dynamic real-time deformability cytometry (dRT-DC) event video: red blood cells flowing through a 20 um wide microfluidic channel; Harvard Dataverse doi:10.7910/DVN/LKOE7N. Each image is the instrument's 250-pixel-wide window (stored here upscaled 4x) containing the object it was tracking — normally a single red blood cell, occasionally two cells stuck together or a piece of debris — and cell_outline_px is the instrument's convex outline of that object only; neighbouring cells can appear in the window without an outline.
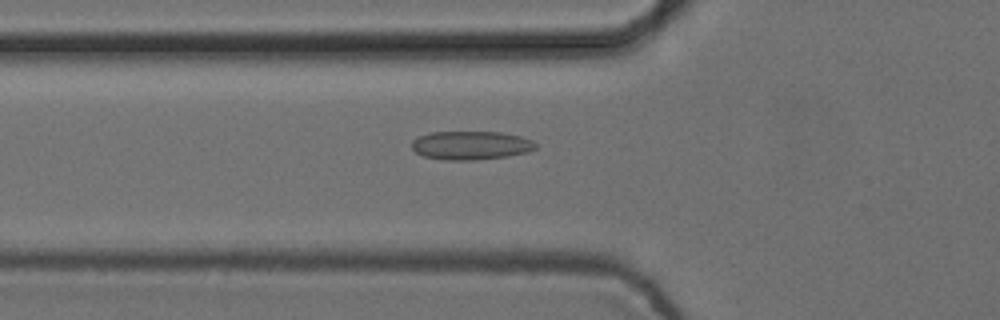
{"species": "common noctule bat (a hibernating species)", "species_latin": "Nyctalus noctula", "temperature_condition": "cold", "stored_images_in_passage": 36, "camera_frame_rate_fps": 3000, "um_per_image_px": 0.085, "animal": {"sex": "female", "body_mass_g": 24.6, "forearm_length_mm": 56.2}, "frame": {"image": 1, "passage_image": 3, "time_ms": 0.667, "image_size_px": [1000, 320], "cell_outline_px": [[536, 148], [528, 152], [508, 156], [476, 160], [444, 160], [424, 156], [416, 152], [412, 148], [412, 140], [420, 136], [432, 132], [500, 132], [520, 136], [532, 140], [536, 144]], "centroid_in_image_um": [40.03, 12.36], "position_along_channel_um": 85.8, "area_um2": 20.63}}
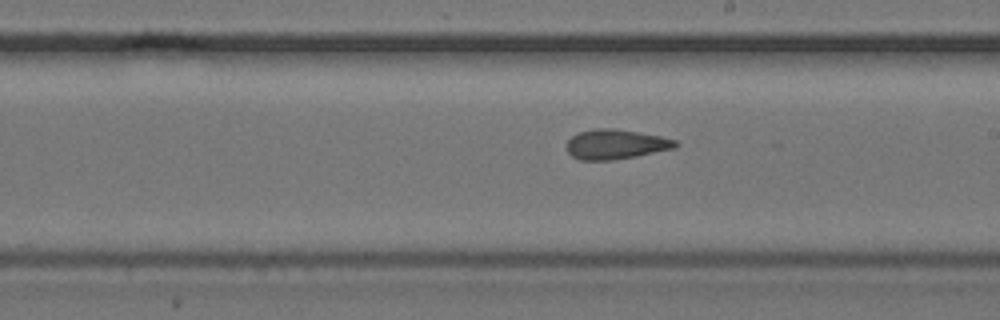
{"frame": {"image": 2, "passage_image": 15, "time_ms": 4.667, "image_size_px": [1000, 320], "cell_outline_px": [[680, 144], [676, 148], [636, 156], [612, 160], [580, 160], [572, 156], [568, 152], [564, 144], [572, 136], [580, 132], [596, 128], [612, 128], [660, 136], [676, 140]], "centroid_in_image_um": [52.32, 12.27], "position_along_channel_um": 236.7, "area_um2": 18.9}}
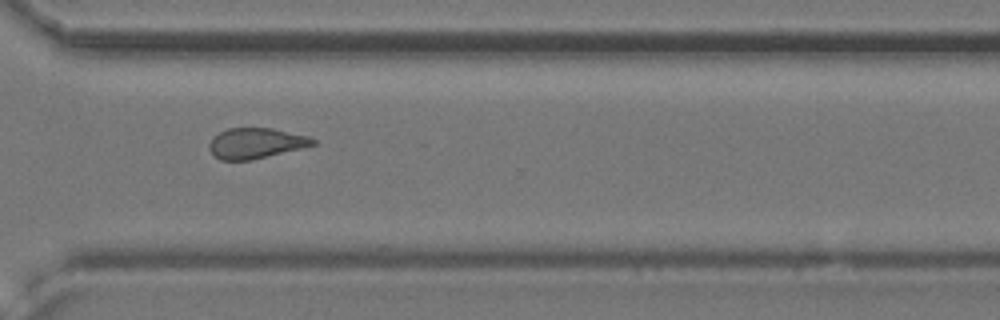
{"frame": {"image": 3, "passage_image": 24, "time_ms": 7.667, "image_size_px": [1000, 320], "cell_outline_px": [[316, 144], [252, 160], [220, 160], [208, 148], [208, 144], [212, 136], [228, 128], [272, 128], [308, 136], [316, 140]], "centroid_in_image_um": [21.71, 12.17], "position_along_channel_um": 348.9, "area_um2": 18.32}, "authors_computed_cell_mechanics": {"area_um2": 18.6116, "velocity_mm_per_s": 3.7545, "shape_relaxation_time_tau1_ms": null, "shape_relaxation_time_tau2_ms": 1.9051, "deformation_change_tau1": null, "deformation_change_tau2": 0.086}}